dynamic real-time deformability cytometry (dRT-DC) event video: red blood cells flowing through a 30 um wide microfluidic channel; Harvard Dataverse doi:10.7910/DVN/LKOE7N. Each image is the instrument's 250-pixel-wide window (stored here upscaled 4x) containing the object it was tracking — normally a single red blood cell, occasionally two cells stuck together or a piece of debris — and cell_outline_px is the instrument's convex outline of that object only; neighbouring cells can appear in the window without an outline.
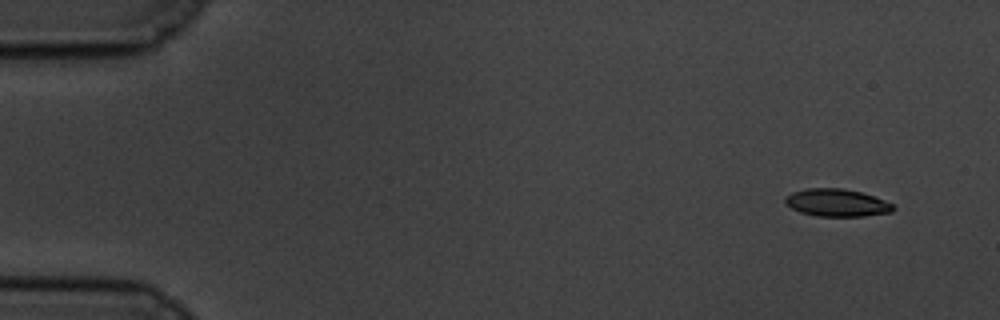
{"species": "common noctule bat (a hibernating species)", "species_latin": "Nyctalus noctula", "temperature_condition": "cold", "stored_images_in_passage": 55, "camera_frame_rate_fps": 3000, "um_per_image_px": 0.085, "animal": {"sex": "male", "body_mass_g": 19.5, "forearm_length_mm": 54.6}, "frame": {"image": 1, "passage_image": 1, "time_ms": 0.0, "image_size_px": [1000, 320], "cell_outline_px": [[896, 208], [892, 212], [864, 216], [816, 216], [800, 212], [784, 204], [784, 196], [792, 192], [808, 188], [844, 188], [860, 192], [884, 200], [892, 204]], "centroid_in_image_um": [71.09, 17.23], "position_along_channel_um": 13.9, "area_um2": 17.4}}
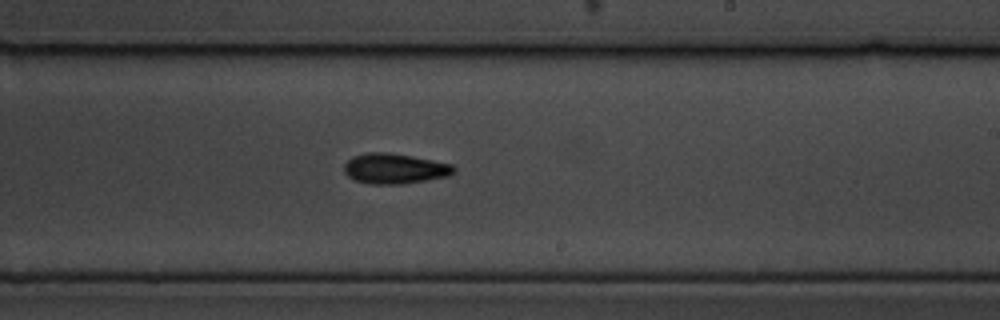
{"frame": {"image": 2, "passage_image": 32, "time_ms": 10.333, "image_size_px": [1000, 320], "cell_outline_px": [[456, 172], [448, 176], [400, 184], [368, 184], [356, 180], [348, 176], [344, 172], [344, 164], [352, 156], [368, 152], [388, 152], [412, 156], [452, 164], [456, 168]], "centroid_in_image_um": [33.53, 14.32], "position_along_channel_um": 255.5, "area_um2": 19.36}}
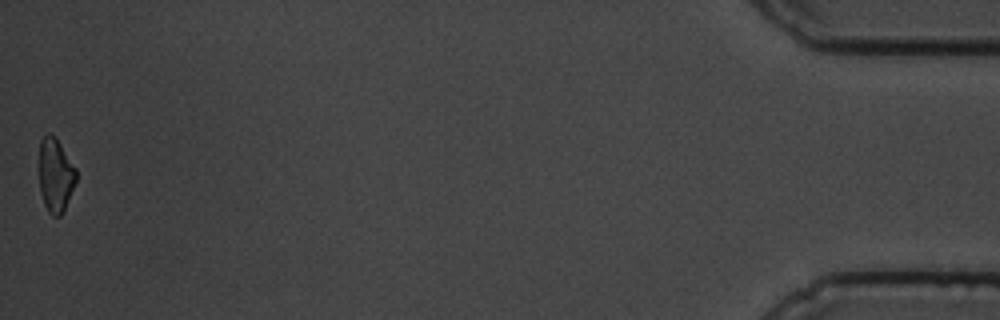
{"frame": {"image": 3, "passage_image": 55, "time_ms": 18.0, "image_size_px": [1000, 320], "cell_outline_px": [[76, 180], [64, 208], [60, 216], [52, 216], [48, 212], [44, 204], [40, 192], [40, 140], [48, 132], [56, 136], [76, 168]], "centroid_in_image_um": [4.71, 14.85], "position_along_channel_um": 430.5, "area_um2": 15.78}, "authors_computed_cell_mechanics": {"area_um2": 17.9758, "velocity_mm_per_s": 3.4831, "shape_relaxation_time_tau1_ms": 3.8137, "shape_relaxation_time_tau2_ms": 4.3566, "deformation_change_tau1": 0.1247, "deformation_change_tau2": 0.1134}}